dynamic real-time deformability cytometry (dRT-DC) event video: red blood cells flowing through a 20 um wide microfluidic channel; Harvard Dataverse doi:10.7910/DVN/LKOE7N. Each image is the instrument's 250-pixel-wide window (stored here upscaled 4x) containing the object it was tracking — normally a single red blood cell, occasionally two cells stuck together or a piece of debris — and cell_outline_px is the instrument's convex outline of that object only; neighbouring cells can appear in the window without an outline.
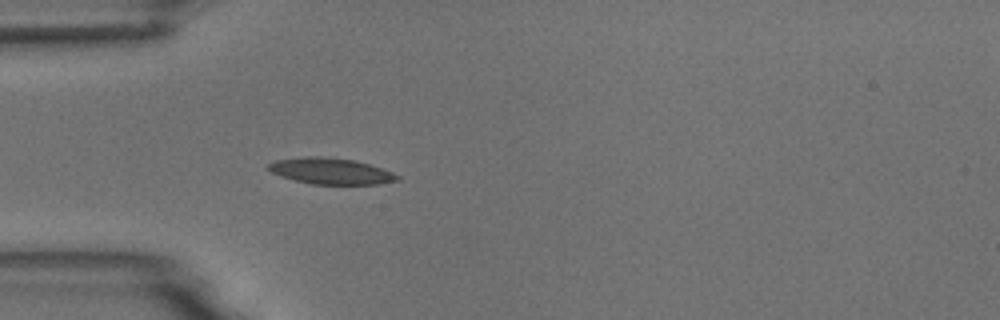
{"species": "common noctule bat (a hibernating species)", "species_latin": "Nyctalus noctula", "temperature_condition": "room temperature", "stored_images_in_passage": 4, "camera_frame_rate_fps": 3000, "um_per_image_px": 0.085, "animal": {"sex": "male", "body_mass_g": 18.8}, "frame": {"image": 1, "passage_image": 4, "time_ms": 3.667, "image_size_px": [1000, 320], "cell_outline_px": [[400, 180], [380, 184], [312, 184], [280, 176], [264, 168], [268, 164], [276, 160], [304, 156], [320, 156], [356, 160], [392, 172], [400, 176]], "centroid_in_image_um": [28.1, 14.54], "position_along_channel_um": 56.9, "area_um2": 19.71}}